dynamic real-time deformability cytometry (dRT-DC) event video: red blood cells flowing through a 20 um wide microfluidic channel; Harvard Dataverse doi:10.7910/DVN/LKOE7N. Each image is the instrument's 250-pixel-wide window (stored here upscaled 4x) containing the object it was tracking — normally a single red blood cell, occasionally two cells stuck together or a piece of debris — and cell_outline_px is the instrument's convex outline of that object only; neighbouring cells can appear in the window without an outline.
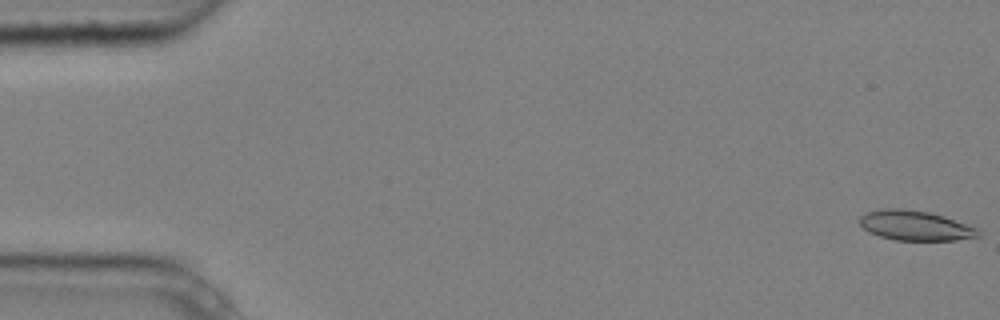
{"species": "common noctule bat (a hibernating species)", "species_latin": "Nyctalus noctula", "temperature_condition": "cold", "stored_images_in_passage": 6, "camera_frame_rate_fps": 3000, "um_per_image_px": 0.085, "animal": {"sex": "male", "body_mass_g": 20.4}, "frame": {"image": 1, "passage_image": 1, "time_ms": 0.0, "image_size_px": [1000, 320], "cell_outline_px": [[980, 236], [956, 240], [896, 240], [880, 236], [868, 232], [860, 224], [860, 216], [868, 212], [884, 208], [904, 208], [928, 212], [944, 216], [976, 228], [980, 232]], "centroid_in_image_um": [77.78, 19.17], "position_along_channel_um": 7.2, "area_um2": 20.46}}
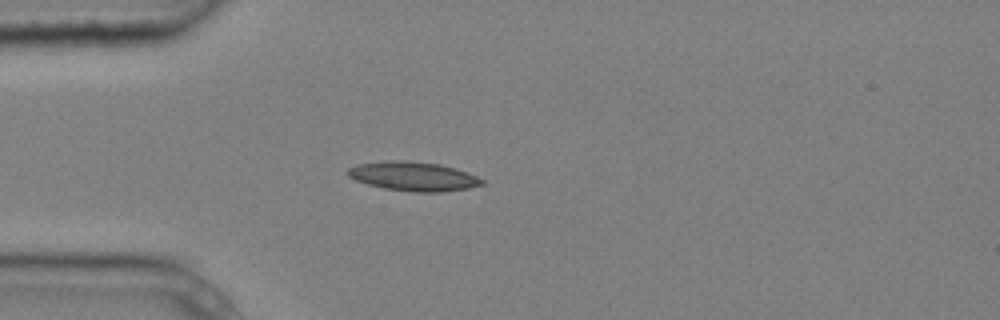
{"frame": {"image": 2, "passage_image": 5, "time_ms": 1.333, "image_size_px": [1000, 320], "cell_outline_px": [[484, 184], [468, 188], [440, 192], [412, 192], [384, 188], [368, 184], [356, 180], [348, 176], [344, 172], [348, 168], [356, 164], [384, 160], [404, 160], [440, 164], [456, 168], [468, 172], [484, 180]], "centroid_in_image_um": [35.1, 14.97], "position_along_channel_um": 49.9, "area_um2": 23.0}}